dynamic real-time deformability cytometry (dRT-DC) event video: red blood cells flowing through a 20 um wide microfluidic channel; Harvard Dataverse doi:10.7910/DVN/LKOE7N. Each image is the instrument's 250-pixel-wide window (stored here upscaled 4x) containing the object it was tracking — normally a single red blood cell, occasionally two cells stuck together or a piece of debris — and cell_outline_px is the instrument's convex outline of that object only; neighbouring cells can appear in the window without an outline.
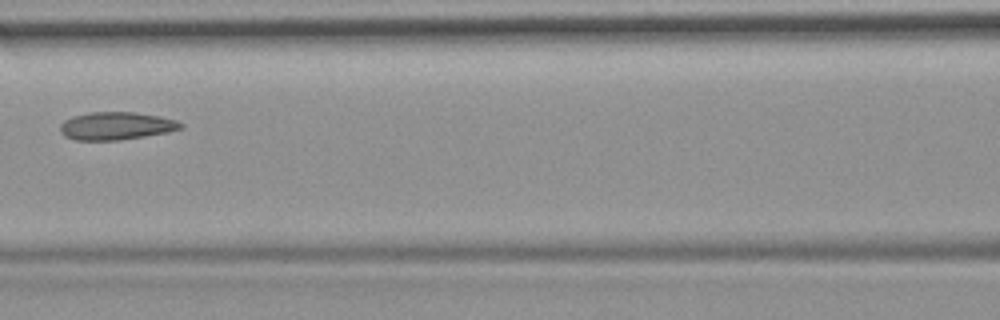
{"species": "common noctule bat (a hibernating species)", "species_latin": "Nyctalus noctula", "temperature_condition": "room temperature", "stored_images_in_passage": 6, "camera_frame_rate_fps": 3000, "um_per_image_px": 0.085, "animal": {"sex": "female", "body_mass_g": 19.9}, "frame": {"image": 1, "passage_image": 6, "time_ms": 5.667, "image_size_px": [1000, 320], "cell_outline_px": [[184, 128], [168, 132], [120, 140], [76, 140], [64, 136], [60, 132], [60, 124], [64, 120], [72, 116], [88, 112], [136, 112], [160, 116], [176, 120], [184, 124]], "centroid_in_image_um": [9.87, 10.69], "position_along_channel_um": 156.7, "area_um2": 19.71}}